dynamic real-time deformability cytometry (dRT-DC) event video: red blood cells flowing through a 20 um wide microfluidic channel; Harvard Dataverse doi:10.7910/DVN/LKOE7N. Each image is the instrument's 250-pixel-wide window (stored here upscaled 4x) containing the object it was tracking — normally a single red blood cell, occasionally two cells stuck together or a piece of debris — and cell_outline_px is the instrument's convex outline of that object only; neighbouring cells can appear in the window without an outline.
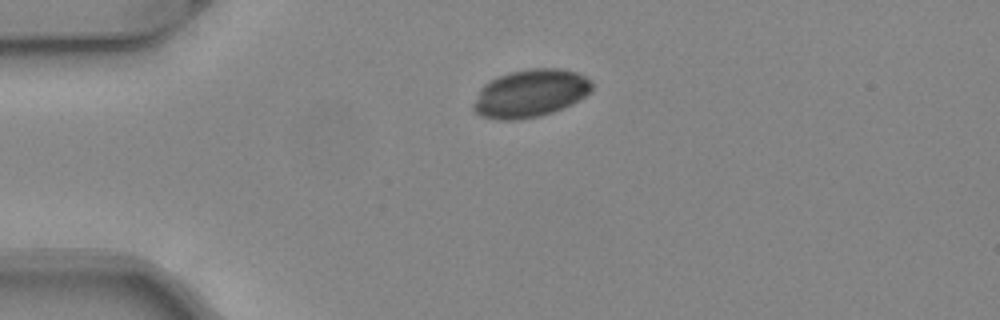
{"species": "common noctule bat (a hibernating species)", "species_latin": "Nyctalus noctula", "temperature_condition": "warm", "stored_images_in_passage": 39, "camera_frame_rate_fps": 3000, "um_per_image_px": 0.085, "animal": {"sex": "female", "body_mass_g": 24.6, "forearm_length_mm": 56.2}, "frame": {"image": 1, "passage_image": 1, "time_ms": 0.0, "image_size_px": [1000, 320], "cell_outline_px": [[592, 88], [584, 96], [552, 112], [540, 116], [516, 120], [496, 120], [480, 116], [472, 108], [472, 104], [480, 88], [484, 84], [500, 76], [512, 72], [532, 68], [560, 68], [576, 72], [592, 80]], "centroid_in_image_um": [45.04, 7.94], "position_along_channel_um": 40.0, "area_um2": 32.71}}
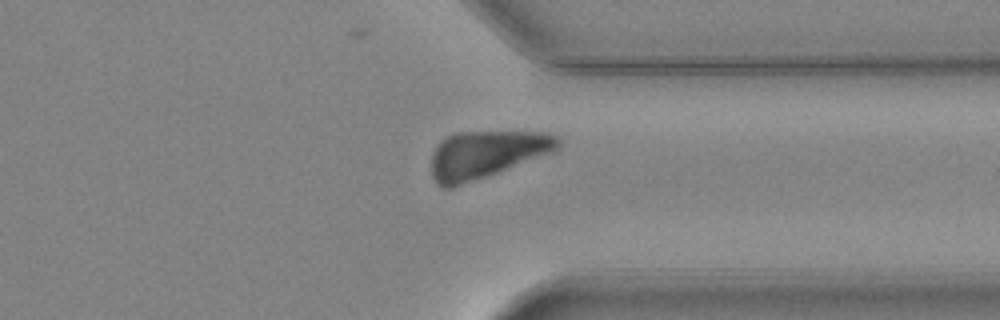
{"frame": {"image": 2, "passage_image": 28, "time_ms": 9.0, "image_size_px": [1000, 320], "cell_outline_px": [[560, 144], [552, 152], [488, 176], [452, 188], [440, 188], [436, 184], [432, 176], [432, 152], [436, 144], [440, 140], [456, 132], [548, 132], [560, 136]], "centroid_in_image_um": [41.3, 13.12], "position_along_channel_um": 370.1, "area_um2": 35.14}}
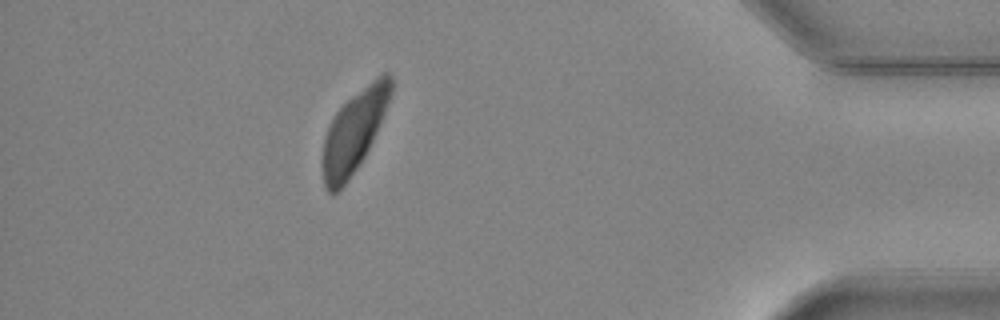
{"frame": {"image": 3, "passage_image": 34, "time_ms": 11.0, "image_size_px": [1000, 320], "cell_outline_px": [[392, 92], [380, 124], [364, 156], [348, 180], [336, 192], [328, 192], [324, 188], [320, 168], [320, 156], [324, 136], [336, 112], [352, 96], [376, 76], [384, 72], [388, 72], [392, 76]], "centroid_in_image_um": [30.04, 11.19], "position_along_channel_um": 405.2, "area_um2": 32.43}}